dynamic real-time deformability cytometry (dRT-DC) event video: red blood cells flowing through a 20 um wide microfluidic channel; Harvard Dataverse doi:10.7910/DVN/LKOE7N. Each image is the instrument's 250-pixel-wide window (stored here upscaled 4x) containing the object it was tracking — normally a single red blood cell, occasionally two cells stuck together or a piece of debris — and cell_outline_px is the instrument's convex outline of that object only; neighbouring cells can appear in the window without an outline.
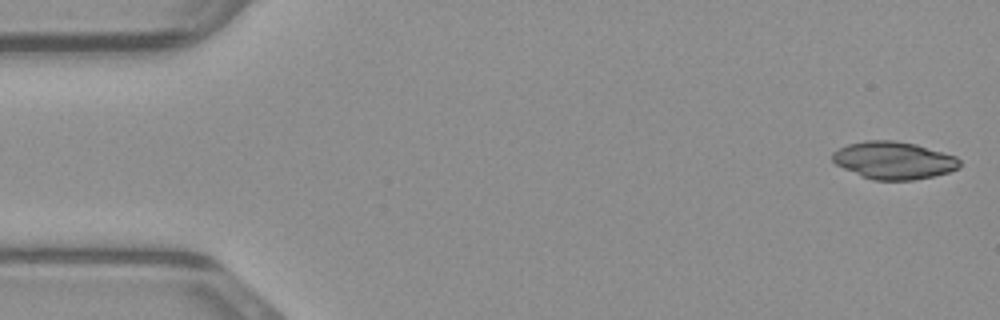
{"species": "common noctule bat (a hibernating species)", "species_latin": "Nyctalus noctula", "temperature_condition": "warm", "stored_images_in_passage": 47, "camera_frame_rate_fps": 3000, "um_per_image_px": 0.085, "animal": {"sex": "male", "body_mass_g": 23.1, "forearm_length_mm": 52.7}, "frame": {"image": 1, "passage_image": 1, "time_ms": 0.0, "image_size_px": [1000, 320], "cell_outline_px": [[960, 168], [948, 172], [932, 176], [912, 180], [872, 180], [860, 176], [836, 164], [832, 160], [832, 152], [848, 144], [864, 140], [892, 140], [916, 144], [956, 156], [960, 160]], "centroid_in_image_um": [75.96, 13.63], "position_along_channel_um": 9.0, "area_um2": 27.8}}